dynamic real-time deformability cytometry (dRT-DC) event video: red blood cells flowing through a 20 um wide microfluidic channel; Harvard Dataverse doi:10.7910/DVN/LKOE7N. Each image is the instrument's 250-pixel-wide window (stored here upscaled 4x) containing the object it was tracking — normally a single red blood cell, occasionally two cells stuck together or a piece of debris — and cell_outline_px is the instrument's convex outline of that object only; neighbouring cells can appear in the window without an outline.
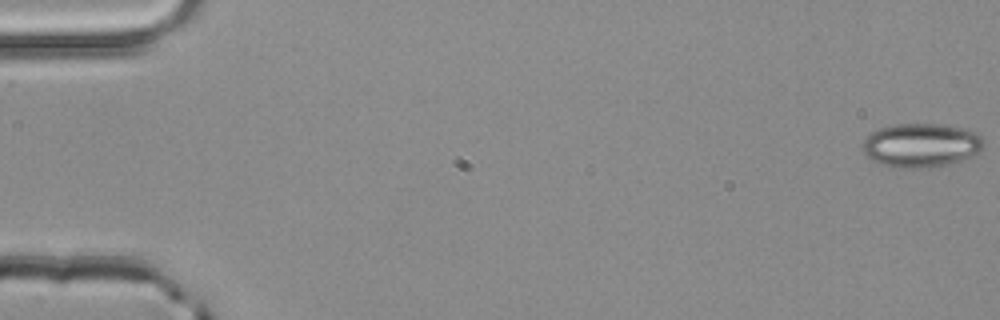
{"species": "common noctule bat (a hibernating species)", "species_latin": "Nyctalus noctula", "temperature_condition": "room temperature", "stored_images_in_passage": 52, "camera_frame_rate_fps": 3000, "um_per_image_px": 0.085, "animal": {"sex": "male", "body_mass_g": 20.4}, "frame": {"image": 1, "passage_image": 1, "time_ms": 0.0, "image_size_px": [1000, 320], "cell_outline_px": [[984, 148], [980, 152], [960, 160], [928, 168], [900, 168], [884, 164], [872, 160], [864, 152], [864, 140], [872, 132], [880, 128], [896, 124], [944, 124], [960, 128], [972, 132], [980, 136], [984, 140]], "centroid_in_image_um": [78.31, 12.34], "position_along_channel_um": 6.7, "area_um2": 30.52}}
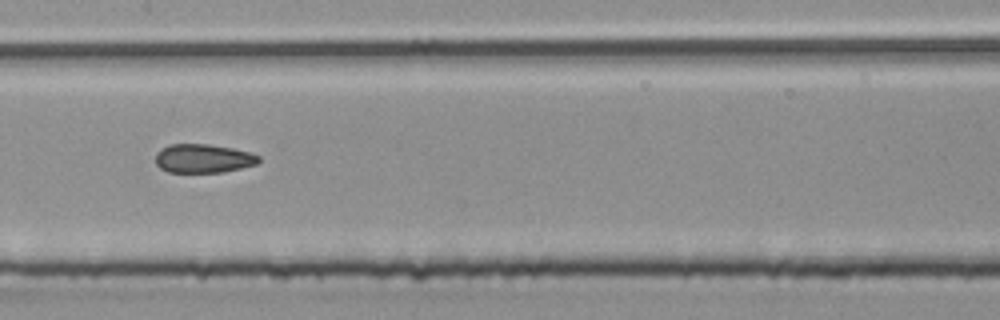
{"frame": {"image": 2, "passage_image": 27, "time_ms": 8.667, "image_size_px": [1000, 320], "cell_outline_px": [[260, 160], [256, 164], [224, 172], [168, 172], [160, 168], [156, 164], [156, 152], [160, 148], [168, 144], [208, 144], [232, 148], [248, 152], [260, 156]], "centroid_in_image_um": [17.24, 13.46], "position_along_channel_um": 190.2, "area_um2": 17.34}}
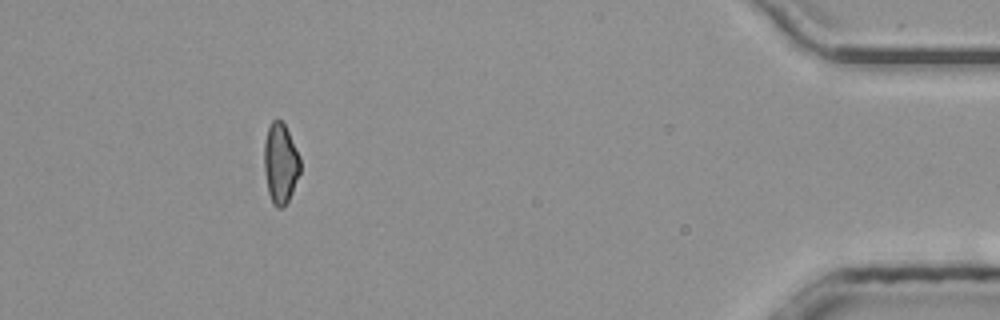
{"frame": {"image": 3, "passage_image": 48, "time_ms": 15.667, "image_size_px": [1000, 320], "cell_outline_px": [[300, 172], [292, 192], [288, 200], [280, 208], [276, 208], [272, 204], [268, 192], [264, 172], [264, 144], [268, 128], [272, 120], [280, 120], [284, 124], [300, 156]], "centroid_in_image_um": [23.83, 13.9], "position_along_channel_um": 411.4, "area_um2": 16.76}, "authors_computed_cell_mechanics": {"area_um2": 18.0047, "velocity_mm_per_s": 4.0568, "shape_relaxation_time_tau1_ms": 7.0962, "shape_relaxation_time_tau2_ms": 2.2554, "deformation_change_tau1": 0.1217, "deformation_change_tau2": 0.0862}}